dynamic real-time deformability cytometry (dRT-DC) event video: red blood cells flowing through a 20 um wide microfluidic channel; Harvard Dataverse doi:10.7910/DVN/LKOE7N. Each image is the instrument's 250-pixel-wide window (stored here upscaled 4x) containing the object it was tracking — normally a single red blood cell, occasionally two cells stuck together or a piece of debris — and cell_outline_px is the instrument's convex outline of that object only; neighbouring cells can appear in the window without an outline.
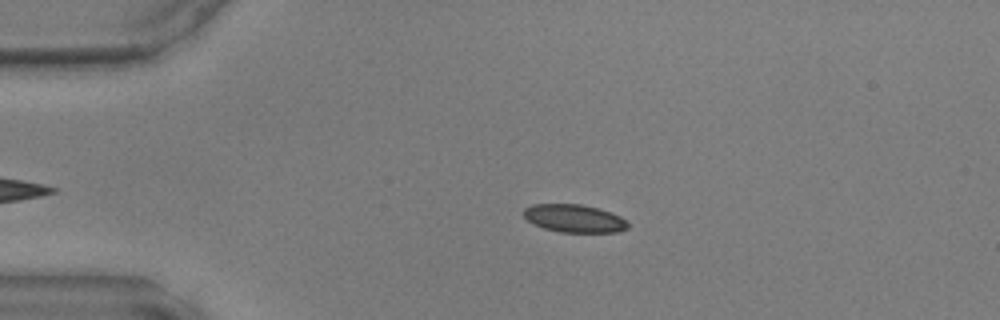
{"species": "common noctule bat (a hibernating species)", "species_latin": "Nyctalus noctula", "temperature_condition": "warm", "stored_images_in_passage": 29, "camera_frame_rate_fps": 3000, "um_per_image_px": 0.085, "animal": {"sex": "male", "body_mass_g": 17.9, "forearm_length_mm": 54.2}, "frame": {"image": 1, "passage_image": 1, "time_ms": 0.0, "image_size_px": [1000, 320], "cell_outline_px": [[628, 228], [620, 232], [560, 232], [544, 228], [528, 220], [524, 216], [524, 208], [532, 204], [580, 204], [612, 212], [620, 216], [628, 224]], "centroid_in_image_um": [48.82, 18.56], "position_along_channel_um": 36.2, "area_um2": 16.82}}
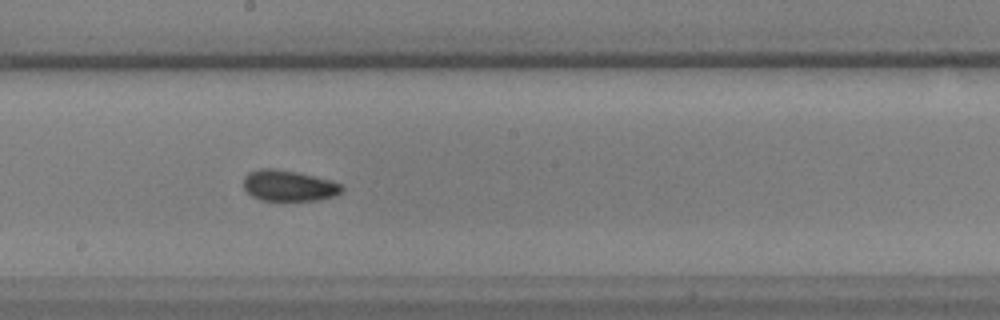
{"frame": {"image": 2, "passage_image": 17, "time_ms": 5.333, "image_size_px": [1000, 320], "cell_outline_px": [[344, 188], [336, 196], [316, 200], [260, 200], [252, 196], [244, 188], [244, 176], [248, 172], [260, 168], [272, 168], [300, 172], [332, 180], [344, 184]], "centroid_in_image_um": [24.57, 15.76], "position_along_channel_um": 223.6, "area_um2": 17.98}}
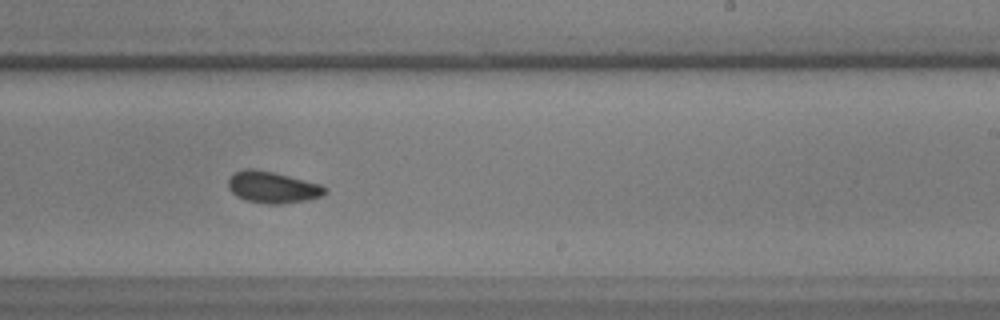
{"frame": {"image": 3, "passage_image": 20, "time_ms": 6.333, "image_size_px": [1000, 320], "cell_outline_px": [[328, 192], [324, 196], [308, 200], [280, 204], [268, 204], [244, 200], [236, 196], [228, 188], [228, 180], [232, 172], [244, 168], [252, 168], [272, 172], [320, 184], [328, 188]], "centroid_in_image_um": [23.16, 15.92], "position_along_channel_um": 265.8, "area_um2": 18.03}}